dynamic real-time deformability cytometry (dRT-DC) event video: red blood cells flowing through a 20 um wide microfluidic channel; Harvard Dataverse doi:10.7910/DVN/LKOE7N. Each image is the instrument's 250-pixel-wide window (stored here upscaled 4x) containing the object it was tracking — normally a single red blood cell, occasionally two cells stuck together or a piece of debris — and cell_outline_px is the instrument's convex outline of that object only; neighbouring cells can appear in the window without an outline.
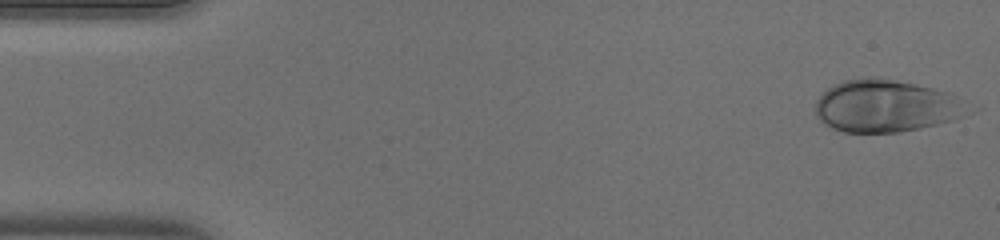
{"species": "human", "species_latin": "Homo sapiens", "temperature_condition": "warm", "stored_images_in_passage": 45, "camera_frame_rate_fps": 3000, "um_per_image_px": 0.085, "donor": {"sex": "male"}, "frame": {"image": 1, "passage_image": 1, "time_ms": 0.0, "image_size_px": [1000, 240], "cell_outline_px": [[964, 116], [956, 120], [920, 128], [900, 132], [844, 132], [832, 128], [824, 124], [816, 116], [816, 100], [828, 88], [844, 80], [860, 76], [876, 76], [916, 84], [948, 92], [956, 96]], "centroid_in_image_um": [75.2, 9.0], "position_along_channel_um": 9.8, "area_um2": 46.07}}
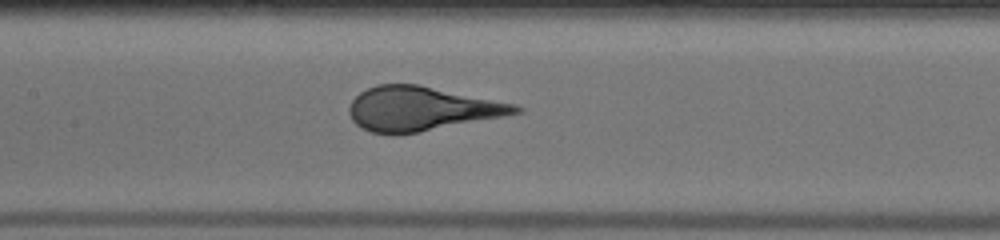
{"frame": {"image": 2, "passage_image": 21, "time_ms": 6.667, "image_size_px": [1000, 240], "cell_outline_px": [[524, 112], [416, 132], [372, 132], [360, 128], [352, 120], [348, 112], [348, 108], [352, 100], [360, 92], [376, 84], [416, 84], [516, 104], [524, 108]], "centroid_in_image_um": [35.8, 9.21], "position_along_channel_um": 171.6, "area_um2": 41.91}}
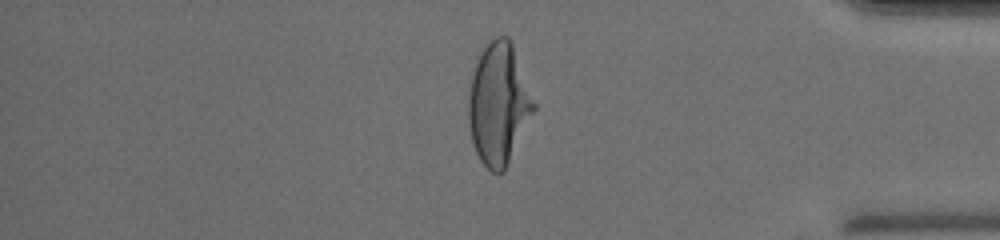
{"frame": {"image": 3, "passage_image": 38, "time_ms": 12.333, "image_size_px": [1000, 240], "cell_outline_px": [[536, 108], [504, 172], [492, 172], [480, 160], [476, 152], [472, 140], [468, 120], [468, 92], [472, 72], [476, 60], [480, 52], [496, 36], [508, 36], [512, 44], [536, 104]], "centroid_in_image_um": [42.37, 8.83], "position_along_channel_um": 392.8, "area_um2": 46.07}}